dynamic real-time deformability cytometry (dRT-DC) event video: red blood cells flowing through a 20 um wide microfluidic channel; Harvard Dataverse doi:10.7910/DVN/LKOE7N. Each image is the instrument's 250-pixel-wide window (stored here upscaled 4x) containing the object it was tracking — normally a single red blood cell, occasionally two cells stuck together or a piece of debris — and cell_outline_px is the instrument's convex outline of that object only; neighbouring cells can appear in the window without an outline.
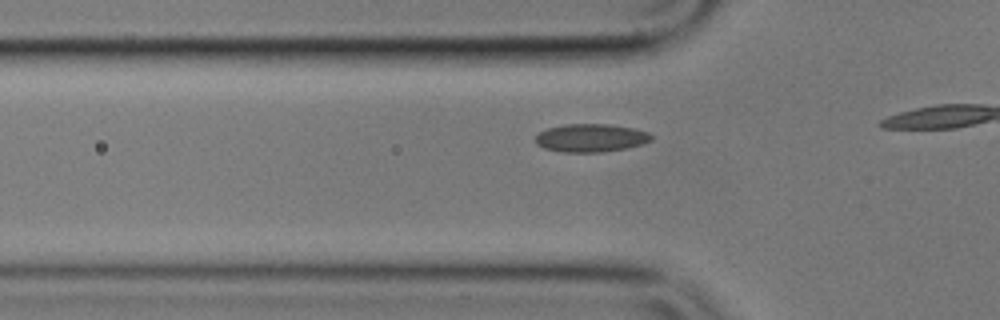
{"species": "common noctule bat (a hibernating species)", "species_latin": "Nyctalus noctula", "temperature_condition": "cold", "stored_images_in_passage": 8, "camera_frame_rate_fps": 3000, "um_per_image_px": 0.085, "animal": {"sex": "male", "body_mass_g": 17.9}, "frame": {"image": 1, "passage_image": 5, "time_ms": 1.333, "image_size_px": [1000, 320], "cell_outline_px": [[652, 140], [644, 144], [628, 148], [600, 152], [560, 152], [544, 148], [536, 144], [536, 136], [540, 132], [548, 128], [568, 124], [608, 124], [636, 128], [648, 132], [652, 136]], "centroid_in_image_um": [50.26, 11.72], "position_along_channel_um": 75.5, "area_um2": 19.07}}